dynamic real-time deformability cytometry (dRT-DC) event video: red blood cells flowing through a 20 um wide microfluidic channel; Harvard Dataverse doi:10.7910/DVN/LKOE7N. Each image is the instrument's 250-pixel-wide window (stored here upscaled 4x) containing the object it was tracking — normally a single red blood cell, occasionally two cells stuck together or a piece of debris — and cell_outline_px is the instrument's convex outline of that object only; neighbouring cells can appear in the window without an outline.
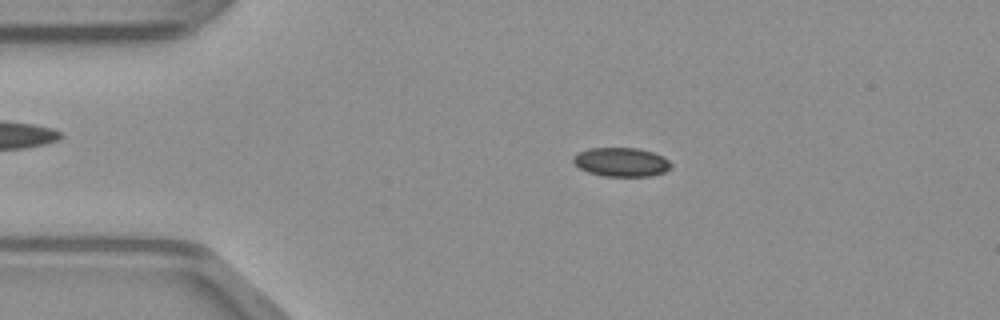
{"species": "common noctule bat (a hibernating species)", "species_latin": "Nyctalus noctula", "temperature_condition": "warm", "stored_images_in_passage": 48, "camera_frame_rate_fps": 3000, "um_per_image_px": 0.085, "animal": {"sex": "male", "body_mass_g": 23.1, "forearm_length_mm": 52.7}, "frame": {"image": 1, "passage_image": 9, "time_ms": 2.667, "image_size_px": [1000, 320], "cell_outline_px": [[672, 168], [664, 172], [652, 176], [604, 176], [588, 172], [580, 168], [572, 160], [572, 156], [588, 148], [640, 148], [664, 156], [672, 164]], "centroid_in_image_um": [52.84, 13.77], "position_along_channel_um": 32.2, "area_um2": 16.59}}
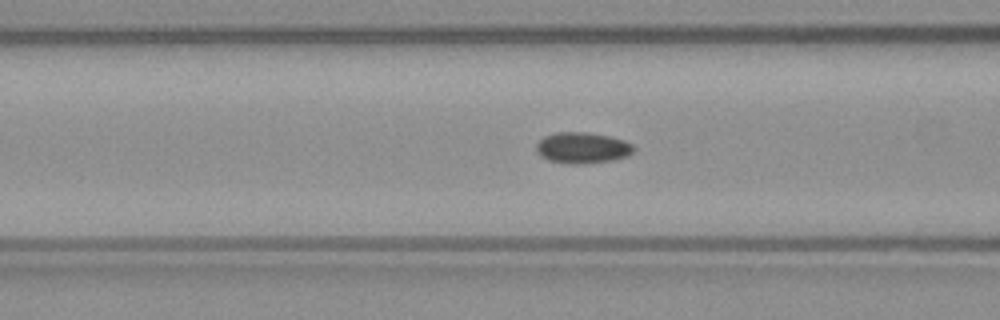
{"frame": {"image": 2, "passage_image": 18, "time_ms": 5.667, "image_size_px": [1000, 320], "cell_outline_px": [[636, 148], [628, 156], [616, 160], [584, 164], [572, 164], [548, 160], [540, 156], [536, 152], [536, 144], [544, 136], [556, 132], [588, 132], [608, 136], [624, 140], [632, 144]], "centroid_in_image_um": [49.51, 12.57], "position_along_channel_um": 117.1, "area_um2": 17.86}}
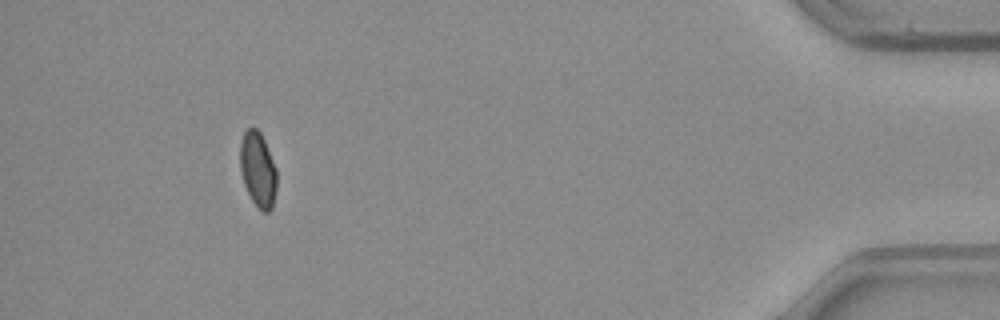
{"frame": {"image": 3, "passage_image": 44, "time_ms": 14.333, "image_size_px": [1000, 320], "cell_outline_px": [[276, 188], [272, 208], [268, 212], [264, 212], [252, 200], [244, 184], [240, 168], [240, 140], [244, 132], [248, 128], [256, 128], [260, 132], [264, 140], [276, 168]], "centroid_in_image_um": [21.91, 14.38], "position_along_channel_um": 413.3, "area_um2": 15.84}}